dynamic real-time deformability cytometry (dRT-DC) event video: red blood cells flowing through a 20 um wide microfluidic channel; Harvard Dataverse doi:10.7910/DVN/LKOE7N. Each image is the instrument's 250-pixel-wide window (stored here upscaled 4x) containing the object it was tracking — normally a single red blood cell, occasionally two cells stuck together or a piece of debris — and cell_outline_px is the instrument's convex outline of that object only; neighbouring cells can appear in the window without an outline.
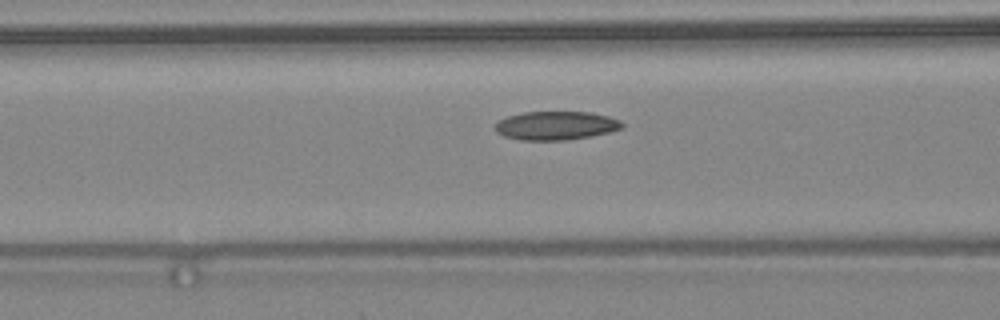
{"species": "common noctule bat (a hibernating species)", "species_latin": "Nyctalus noctula", "temperature_condition": "warm", "stored_images_in_passage": 14, "camera_frame_rate_fps": 3000, "um_per_image_px": 0.085, "animal": {"sex": "female", "body_mass_g": 24.6, "forearm_length_mm": 56.2}, "frame": {"image": 1, "passage_image": 7, "time_ms": 2.0, "image_size_px": [1000, 320], "cell_outline_px": [[624, 128], [612, 132], [592, 136], [568, 140], [520, 140], [504, 136], [496, 132], [496, 120], [508, 116], [524, 112], [592, 112], [608, 116], [620, 120], [624, 124]], "centroid_in_image_um": [47.29, 10.68], "position_along_channel_um": 119.3, "area_um2": 21.44}}
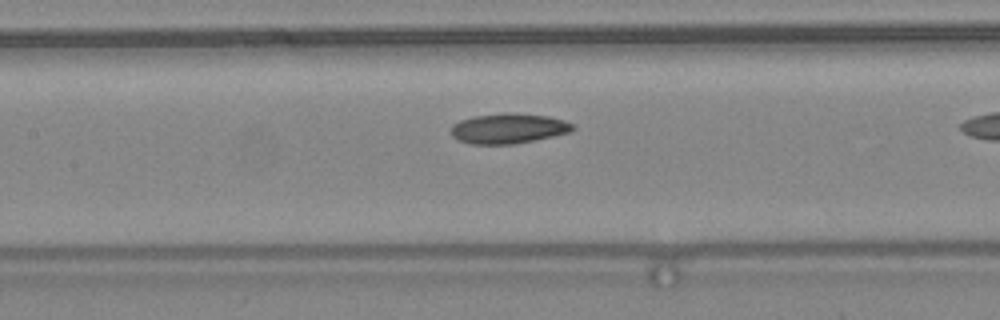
{"frame": {"image": 2, "passage_image": 10, "time_ms": 3.0, "image_size_px": [1000, 320], "cell_outline_px": [[576, 128], [572, 132], [512, 144], [468, 144], [452, 136], [452, 124], [460, 120], [472, 116], [504, 112], [508, 112], [548, 116], [564, 120], [572, 124]], "centroid_in_image_um": [43.21, 10.9], "position_along_channel_um": 164.2, "area_um2": 21.39}}